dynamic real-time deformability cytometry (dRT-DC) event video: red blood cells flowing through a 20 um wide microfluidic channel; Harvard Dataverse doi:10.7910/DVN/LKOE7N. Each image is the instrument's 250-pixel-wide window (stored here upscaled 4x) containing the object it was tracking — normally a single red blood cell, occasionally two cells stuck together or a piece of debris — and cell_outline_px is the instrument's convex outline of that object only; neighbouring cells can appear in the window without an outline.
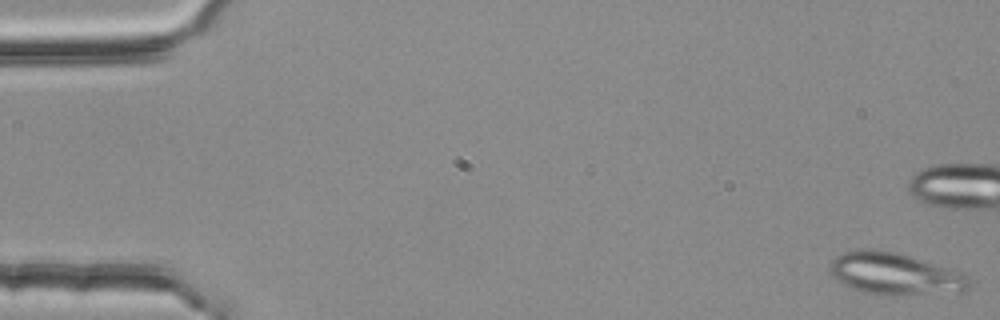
{"species": "common noctule bat (a hibernating species)", "species_latin": "Nyctalus noctula", "temperature_condition": "room temperature", "stored_images_in_passage": 5, "camera_frame_rate_fps": 3000, "um_per_image_px": 0.085, "animal": {"sex": "female", "body_mass_g": 25.1}, "frame": {"image": 1, "passage_image": 1, "time_ms": 0.0, "image_size_px": [1000, 320], "cell_outline_px": [[972, 280], [968, 288], [964, 292], [904, 296], [884, 296], [864, 292], [832, 276], [828, 264], [836, 256], [844, 252], [864, 248], [872, 248], [896, 252], [912, 256], [964, 276]], "centroid_in_image_um": [76.04, 23.29], "position_along_channel_um": 9.0, "area_um2": 33.87}}